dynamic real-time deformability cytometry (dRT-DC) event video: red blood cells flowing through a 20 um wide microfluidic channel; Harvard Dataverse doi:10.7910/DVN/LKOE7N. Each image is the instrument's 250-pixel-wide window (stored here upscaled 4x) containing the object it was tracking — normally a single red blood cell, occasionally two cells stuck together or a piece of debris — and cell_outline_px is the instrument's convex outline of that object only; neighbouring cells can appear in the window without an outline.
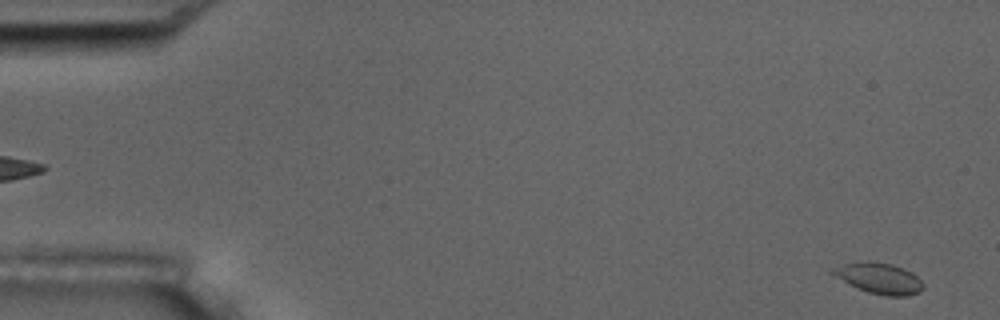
{"species": "common noctule bat (a hibernating species)", "species_latin": "Nyctalus noctula", "temperature_condition": "room temperature", "stored_images_in_passage": 5, "segment_of_instrument_passage": [2, 2], "camera_frame_rate_fps": 3000, "um_per_image_px": 0.085, "animal": {"sex": "male", "body_mass_g": 17.5, "forearm_length_mm": 52.3}, "frame": {"image": 1, "passage_image": 5, "time_ms": 5.333, "image_size_px": [1000, 320], "cell_outline_px": [[924, 288], [920, 292], [908, 296], [884, 296], [868, 292], [856, 288], [828, 272], [832, 268], [844, 264], [892, 264], [912, 272], [924, 284]], "centroid_in_image_um": [74.77, 23.72], "position_along_channel_um": 10.2, "area_um2": 15.72}}